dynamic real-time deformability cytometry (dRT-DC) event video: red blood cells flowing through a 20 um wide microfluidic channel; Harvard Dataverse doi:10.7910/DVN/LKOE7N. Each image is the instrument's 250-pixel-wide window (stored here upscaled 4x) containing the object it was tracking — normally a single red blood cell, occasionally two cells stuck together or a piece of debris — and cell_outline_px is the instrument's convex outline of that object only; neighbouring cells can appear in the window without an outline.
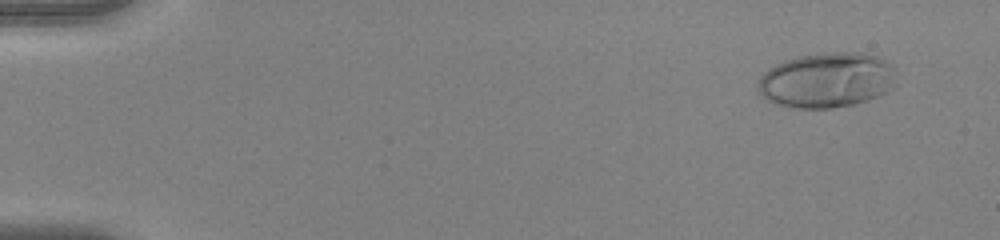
{"species": "human", "species_latin": "Homo sapiens", "temperature_condition": "warm", "stored_images_in_passage": 52, "camera_frame_rate_fps": 3000, "um_per_image_px": 0.085, "donor": {"sex": "female"}, "frame": {"image": 1, "passage_image": 4, "time_ms": 1.0, "image_size_px": [1000, 240], "cell_outline_px": [[896, 68], [892, 88], [876, 96], [852, 104], [832, 108], [796, 108], [772, 104], [756, 88], [756, 84], [760, 76], [768, 68], [784, 60], [800, 56], [836, 52], [860, 52], [876, 56], [884, 60]], "centroid_in_image_um": [70.23, 6.81], "position_along_channel_um": 14.8, "area_um2": 44.33}}
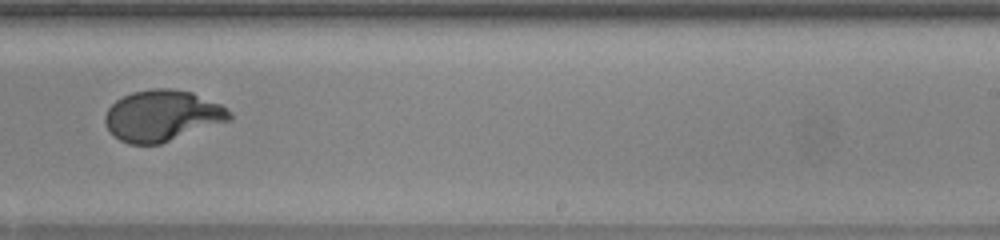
{"frame": {"image": 2, "passage_image": 34, "time_ms": 11.0, "image_size_px": [1000, 240], "cell_outline_px": [[232, 120], [160, 144], [128, 144], [120, 140], [104, 124], [104, 116], [108, 108], [116, 100], [132, 92], [152, 88], [168, 88], [192, 92], [220, 104], [232, 112]], "centroid_in_image_um": [13.8, 9.83], "position_along_channel_um": 275.2, "area_um2": 37.11}}
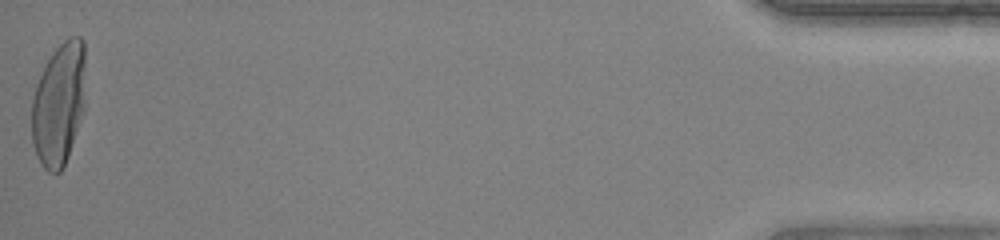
{"frame": {"image": 3, "passage_image": 52, "time_ms": 17.0, "image_size_px": [1000, 240], "cell_outline_px": [[84, 108], [68, 156], [60, 172], [48, 172], [40, 164], [36, 156], [32, 144], [32, 100], [36, 84], [52, 52], [68, 36], [80, 36], [84, 40]], "centroid_in_image_um": [4.99, 8.84], "position_along_channel_um": 430.2, "area_um2": 38.49}, "authors_computed_cell_mechanics": {"area_um2": 37.3677, "velocity_mm_per_s": 4.0352, "shape_relaxation_time_tau1_ms": 4.7606, "shape_relaxation_time_tau2_ms": null, "deformation_change_tau1": 0.2854, "deformation_change_tau2": null}}